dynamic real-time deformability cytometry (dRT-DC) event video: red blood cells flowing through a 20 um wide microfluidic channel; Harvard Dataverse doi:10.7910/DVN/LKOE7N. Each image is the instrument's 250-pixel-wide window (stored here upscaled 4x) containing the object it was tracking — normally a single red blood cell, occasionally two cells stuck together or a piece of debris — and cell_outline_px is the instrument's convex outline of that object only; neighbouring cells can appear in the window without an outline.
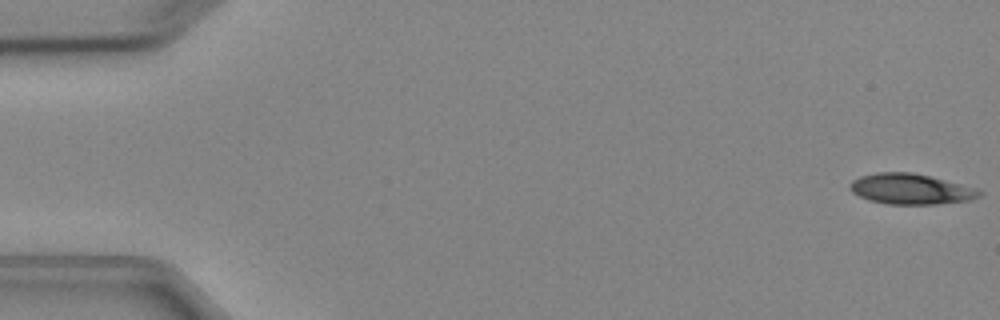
{"species": "Egyptian fruit bat (a non-hibernating species)", "species_latin": "Rousettus aegyptiacus", "temperature_condition": "cold", "stored_images_in_passage": 5, "camera_frame_rate_fps": 3000, "um_per_image_px": 0.085, "animal": {"sex": "female"}, "frame": {"image": 1, "passage_image": 1, "time_ms": 0.0, "image_size_px": [1000, 320], "cell_outline_px": [[984, 192], [980, 196], [972, 200], [936, 204], [888, 204], [868, 200], [852, 192], [848, 188], [848, 184], [852, 180], [860, 176], [876, 172], [912, 172], [960, 184]], "centroid_in_image_um": [77.36, 16.07], "position_along_channel_um": 7.6, "area_um2": 22.95}}
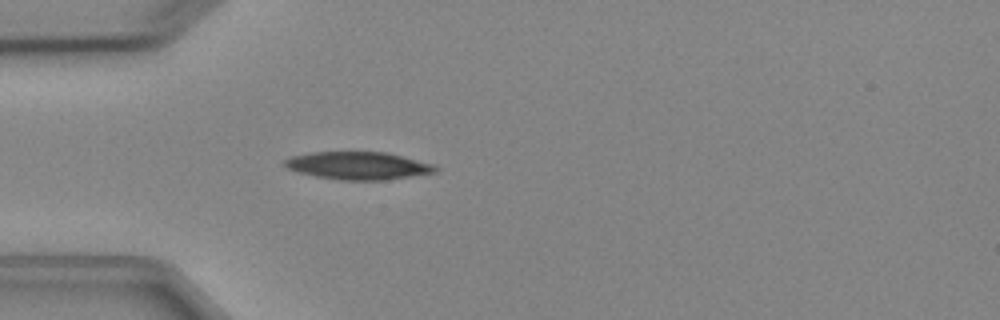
{"frame": {"image": 2, "passage_image": 5, "time_ms": 4.667, "image_size_px": [1000, 320], "cell_outline_px": [[440, 168], [436, 172], [384, 180], [340, 180], [316, 176], [300, 172], [288, 168], [284, 164], [284, 160], [288, 156], [312, 152], [388, 152], [436, 164]], "centroid_in_image_um": [30.49, 14.07], "position_along_channel_um": 54.5, "area_um2": 24.45}}